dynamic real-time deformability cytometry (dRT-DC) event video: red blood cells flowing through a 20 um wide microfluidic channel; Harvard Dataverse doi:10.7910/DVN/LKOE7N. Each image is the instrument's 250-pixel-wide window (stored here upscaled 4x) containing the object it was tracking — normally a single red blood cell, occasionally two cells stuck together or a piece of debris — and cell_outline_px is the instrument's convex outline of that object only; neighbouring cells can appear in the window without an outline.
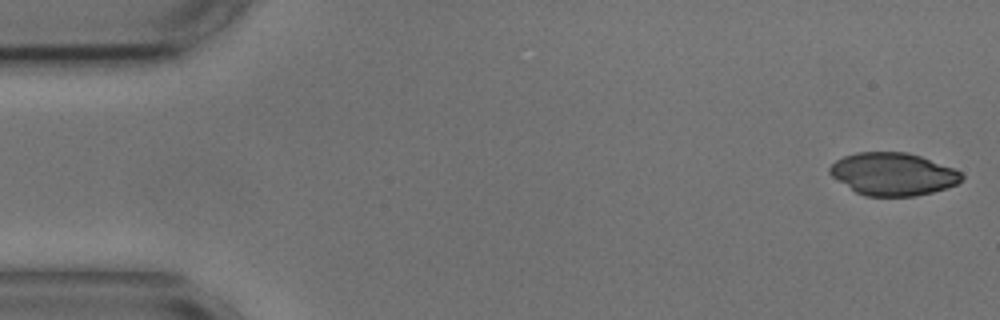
{"species": "common noctule bat (a hibernating species)", "species_latin": "Nyctalus noctula", "temperature_condition": "cold", "stored_images_in_passage": 55, "segment_of_instrument_passage": [1, 2], "camera_frame_rate_fps": 3000, "um_per_image_px": 0.085, "animal": {"sex": "male", "body_mass_g": 17.9, "forearm_length_mm": 54.2}, "frame": {"image": 1, "passage_image": 1, "time_ms": 0.0, "image_size_px": [1000, 320], "cell_outline_px": [[964, 180], [948, 188], [916, 196], [864, 196], [856, 192], [832, 176], [828, 172], [828, 168], [836, 160], [844, 156], [856, 152], [908, 152], [920, 156], [952, 168], [960, 172], [964, 176]], "centroid_in_image_um": [75.91, 14.8], "position_along_channel_um": 9.1, "area_um2": 32.71}}